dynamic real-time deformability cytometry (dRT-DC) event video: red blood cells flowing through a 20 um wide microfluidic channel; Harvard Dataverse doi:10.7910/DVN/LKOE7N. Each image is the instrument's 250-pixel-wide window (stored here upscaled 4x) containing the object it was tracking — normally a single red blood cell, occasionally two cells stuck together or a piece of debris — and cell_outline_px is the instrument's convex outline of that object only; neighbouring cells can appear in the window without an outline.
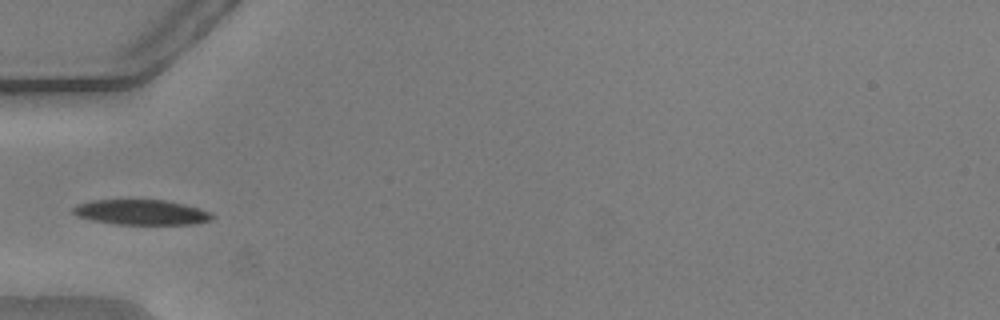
{"species": "common noctule bat (a hibernating species)", "species_latin": "Nyctalus noctula", "temperature_condition": "warm", "stored_images_in_passage": 37, "camera_frame_rate_fps": 3000, "um_per_image_px": 0.085, "animal": {"sex": "male", "body_mass_g": 20.5, "forearm_length_mm": 52.5}, "frame": {"image": 1, "passage_image": 1, "time_ms": 0.0, "image_size_px": [1000, 320], "cell_outline_px": [[216, 216], [212, 220], [196, 224], [116, 224], [92, 220], [76, 216], [72, 212], [72, 208], [80, 204], [92, 200], [164, 200], [184, 204], [200, 208], [212, 212]], "centroid_in_image_um": [12.07, 18.05], "position_along_channel_um": 72.9, "area_um2": 20.46}}
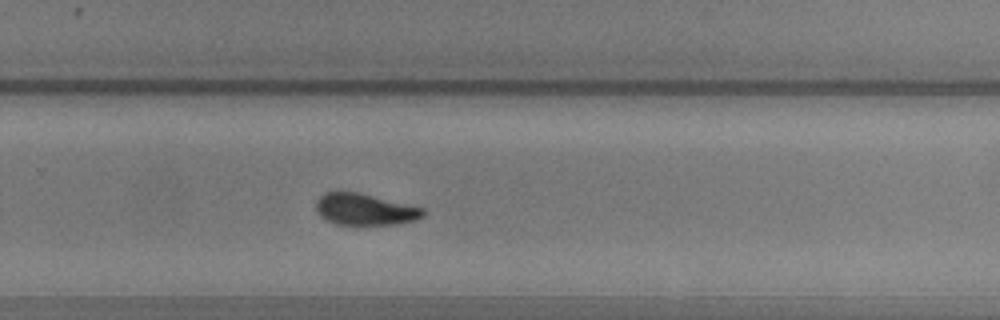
{"frame": {"image": 2, "passage_image": 19, "time_ms": 6.0, "image_size_px": [1000, 320], "cell_outline_px": [[424, 216], [416, 220], [396, 224], [336, 224], [320, 216], [316, 208], [316, 200], [324, 192], [340, 188], [360, 192], [424, 208]], "centroid_in_image_um": [30.97, 17.74], "position_along_channel_um": 298.8, "area_um2": 20.11}}
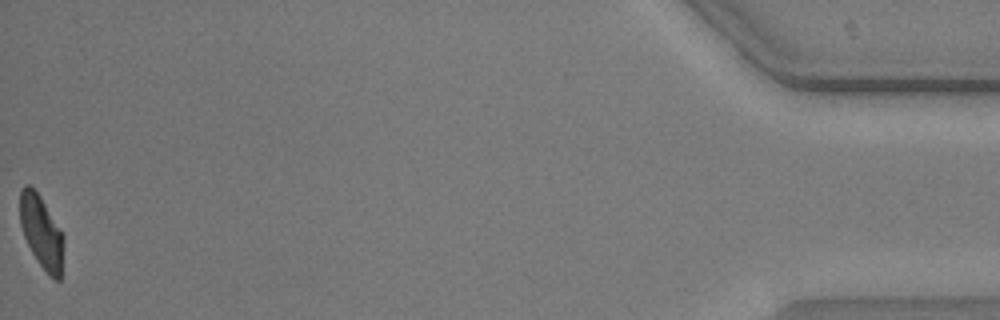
{"frame": {"image": 3, "passage_image": 37, "time_ms": 12.0, "image_size_px": [1000, 320], "cell_outline_px": [[64, 240], [60, 280], [56, 280], [40, 264], [32, 252], [24, 236], [20, 224], [20, 188], [24, 184], [28, 184], [40, 196], [64, 236]], "centroid_in_image_um": [3.51, 19.68], "position_along_channel_um": 431.7, "area_um2": 18.09}, "authors_computed_cell_mechanics": {"area_um2": 20.1722, "velocity_mm_per_s": 3.7553, "shape_relaxation_time_tau1_ms": 3.9564, "shape_relaxation_time_tau2_ms": 2.1929, "deformation_change_tau1": 0.1375, "deformation_change_tau2": 0.0834}}